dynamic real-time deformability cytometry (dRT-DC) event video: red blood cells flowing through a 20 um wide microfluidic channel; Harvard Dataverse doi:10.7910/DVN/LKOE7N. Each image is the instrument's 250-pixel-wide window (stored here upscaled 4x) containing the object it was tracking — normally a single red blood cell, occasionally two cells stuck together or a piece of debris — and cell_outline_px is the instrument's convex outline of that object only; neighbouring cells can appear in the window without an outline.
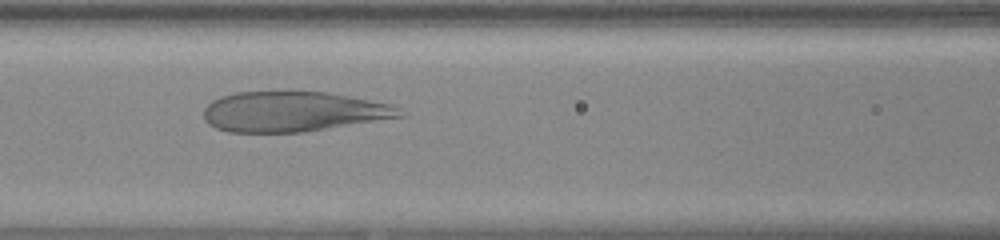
{"species": "human", "species_latin": "Homo sapiens", "temperature_condition": "warm", "stored_images_in_passage": 52, "camera_frame_rate_fps": 3000, "um_per_image_px": 0.085, "donor": {"sex": "female"}, "frame": {"image": 1, "passage_image": 23, "time_ms": 7.333, "image_size_px": [1000, 240], "cell_outline_px": [[404, 116], [304, 132], [228, 132], [216, 128], [208, 124], [204, 120], [204, 108], [212, 100], [220, 96], [236, 92], [292, 88], [324, 92], [348, 96], [392, 104]], "centroid_in_image_um": [24.83, 9.44], "position_along_channel_um": 141.8, "area_um2": 46.76}}
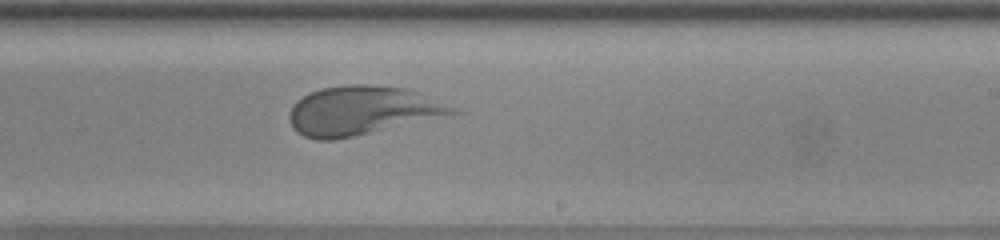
{"frame": {"image": 2, "passage_image": 32, "time_ms": 10.333, "image_size_px": [1000, 240], "cell_outline_px": [[464, 112], [336, 140], [316, 140], [304, 136], [296, 132], [292, 128], [288, 120], [288, 112], [292, 104], [296, 100], [308, 92], [320, 88], [348, 84], [368, 84], [408, 88], [420, 92]], "centroid_in_image_um": [30.72, 9.39], "position_along_channel_um": 258.3, "area_um2": 46.99}}
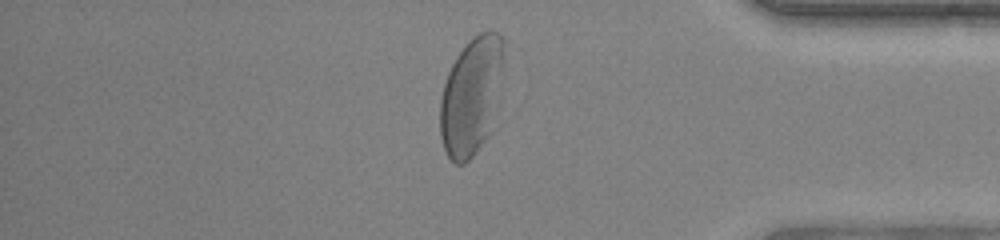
{"frame": {"image": 3, "passage_image": 44, "time_ms": 14.333, "image_size_px": [1000, 240], "cell_outline_px": [[504, 40], [496, 104], [492, 132], [472, 156], [464, 164], [456, 164], [448, 156], [444, 148], [440, 136], [440, 100], [444, 84], [448, 72], [456, 56], [472, 36], [480, 32], [496, 32]], "centroid_in_image_um": [40.02, 8.19], "position_along_channel_um": 395.2, "area_um2": 43.18}}